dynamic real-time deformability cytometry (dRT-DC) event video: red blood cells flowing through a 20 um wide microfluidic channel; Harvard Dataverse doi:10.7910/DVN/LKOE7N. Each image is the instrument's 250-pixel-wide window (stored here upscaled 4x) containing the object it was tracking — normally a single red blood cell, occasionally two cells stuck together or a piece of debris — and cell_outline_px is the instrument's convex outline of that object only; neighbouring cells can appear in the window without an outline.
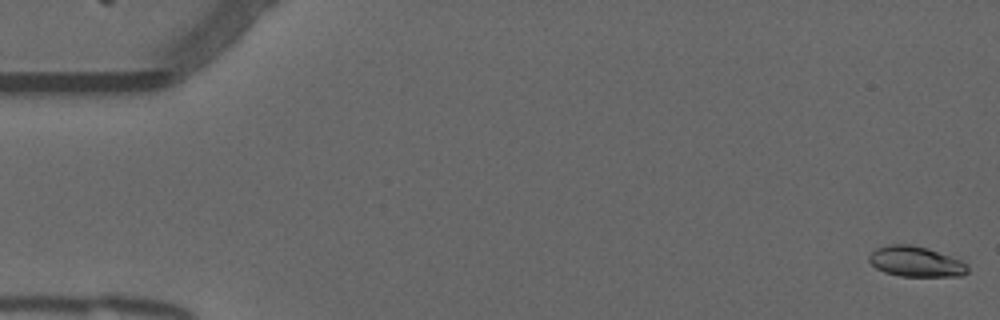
{"species": "common noctule bat (a hibernating species)", "species_latin": "Nyctalus noctula", "temperature_condition": "warm", "stored_images_in_passage": 15, "camera_frame_rate_fps": 3000, "um_per_image_px": 0.085, "animal": {"sex": "male", "forearm_length_mm": 52.5}, "frame": {"image": 1, "passage_image": 1, "time_ms": 0.0, "image_size_px": [1000, 320], "cell_outline_px": [[968, 272], [964, 276], [900, 276], [884, 272], [876, 268], [868, 260], [868, 256], [876, 248], [888, 244], [912, 244], [928, 248], [960, 260], [968, 264]], "centroid_in_image_um": [77.84, 22.23], "position_along_channel_um": 7.2, "area_um2": 17.57}}